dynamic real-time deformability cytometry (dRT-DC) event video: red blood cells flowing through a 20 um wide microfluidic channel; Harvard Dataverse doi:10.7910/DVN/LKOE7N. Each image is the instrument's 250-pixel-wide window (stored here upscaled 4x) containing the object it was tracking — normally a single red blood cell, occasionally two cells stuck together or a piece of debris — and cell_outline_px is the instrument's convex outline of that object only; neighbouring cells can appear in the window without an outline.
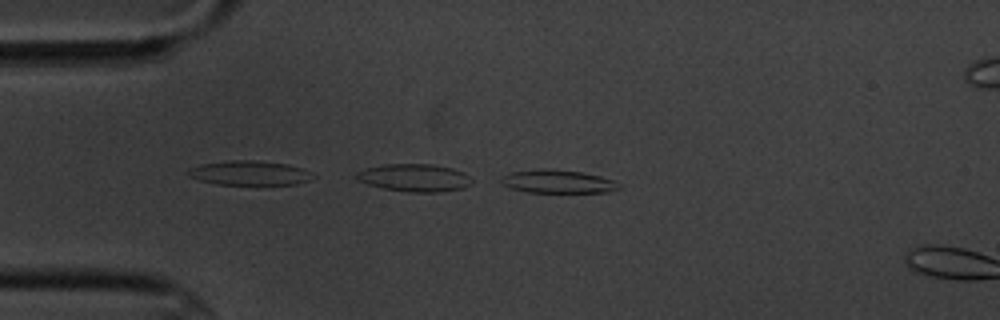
{"species": "common noctule bat (a hibernating species)", "species_latin": "Nyctalus noctula", "temperature_condition": "cold", "stored_images_in_passage": 4, "camera_frame_rate_fps": 3000, "um_per_image_px": 0.085, "animal": {"sex": "male", "body_mass_g": 20.1, "forearm_length_mm": 53.5}, "frame": {"image": 1, "passage_image": 3, "time_ms": 2.0, "image_size_px": [1000, 320], "cell_outline_px": [[620, 188], [608, 192], [528, 192], [512, 188], [500, 184], [500, 176], [512, 172], [544, 168], [548, 168], [584, 172], [600, 176], [612, 180], [620, 184]], "centroid_in_image_um": [47.39, 15.42], "position_along_channel_um": 37.6, "area_um2": 16.01}}